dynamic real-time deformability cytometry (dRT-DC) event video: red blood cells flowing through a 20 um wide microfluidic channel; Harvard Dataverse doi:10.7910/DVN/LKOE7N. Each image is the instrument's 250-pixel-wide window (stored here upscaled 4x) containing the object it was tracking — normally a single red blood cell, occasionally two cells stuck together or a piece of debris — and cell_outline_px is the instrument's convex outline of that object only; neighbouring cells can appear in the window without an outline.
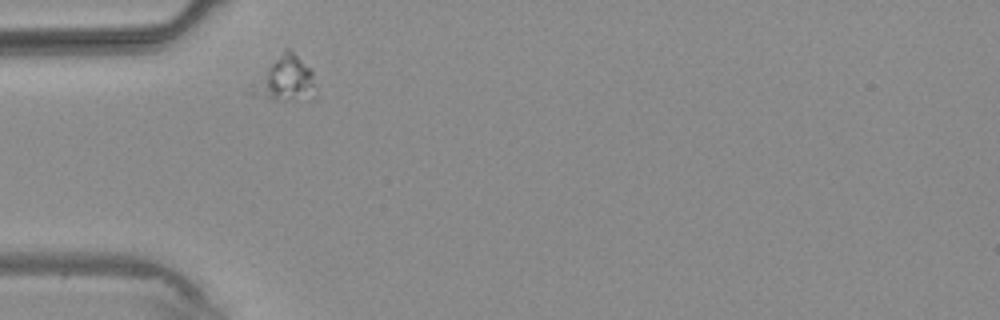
{"species": "common noctule bat (a hibernating species)", "species_latin": "Nyctalus noctula", "temperature_condition": "warm", "stored_images_in_passage": 2, "camera_frame_rate_fps": 3000, "um_per_image_px": 0.085, "animal": {"sex": "male", "body_mass_g": 20.4}, "frame": {"image": 1, "passage_image": 1, "time_ms": 0.0, "image_size_px": [1000, 320], "cell_outline_px": [[316, 96], [284, 100], [268, 100], [252, 92], [252, 84], [284, 48], [288, 48], [312, 72], [316, 88]], "centroid_in_image_um": [24.26, 6.73], "position_along_channel_um": 60.7, "area_um2": 15.95}}
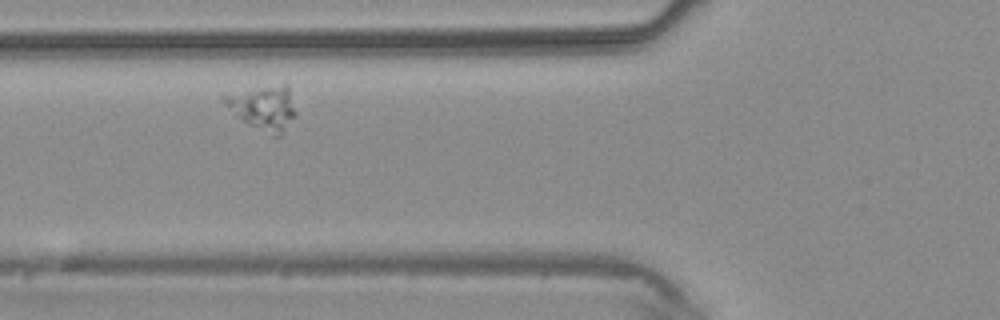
{"frame": {"image": 2, "passage_image": 2, "time_ms": 1.0, "image_size_px": [1000, 320], "cell_outline_px": [[296, 116], [284, 132], [280, 136], [272, 136], [248, 124], [224, 104], [220, 96], [284, 84], [288, 84], [296, 112]], "centroid_in_image_um": [22.46, 9.2], "position_along_channel_um": 103.3, "area_um2": 17.98}}